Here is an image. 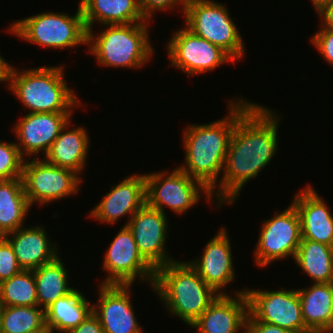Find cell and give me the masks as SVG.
<instances>
[{
  "label": "cell",
  "instance_id": "obj_1",
  "mask_svg": "<svg viewBox=\"0 0 333 333\" xmlns=\"http://www.w3.org/2000/svg\"><path fill=\"white\" fill-rule=\"evenodd\" d=\"M279 121L276 112L254 102L237 119L215 187V206L234 204L242 187L270 163L277 153Z\"/></svg>",
  "mask_w": 333,
  "mask_h": 333
},
{
  "label": "cell",
  "instance_id": "obj_2",
  "mask_svg": "<svg viewBox=\"0 0 333 333\" xmlns=\"http://www.w3.org/2000/svg\"><path fill=\"white\" fill-rule=\"evenodd\" d=\"M243 98L229 102V115L209 124L190 125L184 130L185 162L179 168L201 182L214 197L228 145L237 119L253 104Z\"/></svg>",
  "mask_w": 333,
  "mask_h": 333
},
{
  "label": "cell",
  "instance_id": "obj_3",
  "mask_svg": "<svg viewBox=\"0 0 333 333\" xmlns=\"http://www.w3.org/2000/svg\"><path fill=\"white\" fill-rule=\"evenodd\" d=\"M152 290L173 316L191 326L218 296L189 262L174 261L155 270Z\"/></svg>",
  "mask_w": 333,
  "mask_h": 333
},
{
  "label": "cell",
  "instance_id": "obj_4",
  "mask_svg": "<svg viewBox=\"0 0 333 333\" xmlns=\"http://www.w3.org/2000/svg\"><path fill=\"white\" fill-rule=\"evenodd\" d=\"M17 70L13 66L7 87L30 109L29 113H73L74 106H82L64 80V66Z\"/></svg>",
  "mask_w": 333,
  "mask_h": 333
},
{
  "label": "cell",
  "instance_id": "obj_5",
  "mask_svg": "<svg viewBox=\"0 0 333 333\" xmlns=\"http://www.w3.org/2000/svg\"><path fill=\"white\" fill-rule=\"evenodd\" d=\"M147 23L148 21L128 25H105V30L96 36L93 30H87L89 52L101 66L140 68L154 54Z\"/></svg>",
  "mask_w": 333,
  "mask_h": 333
},
{
  "label": "cell",
  "instance_id": "obj_6",
  "mask_svg": "<svg viewBox=\"0 0 333 333\" xmlns=\"http://www.w3.org/2000/svg\"><path fill=\"white\" fill-rule=\"evenodd\" d=\"M74 16L66 13L43 12L22 20H17L7 29L27 42L47 47H66L87 44V28L80 7Z\"/></svg>",
  "mask_w": 333,
  "mask_h": 333
},
{
  "label": "cell",
  "instance_id": "obj_7",
  "mask_svg": "<svg viewBox=\"0 0 333 333\" xmlns=\"http://www.w3.org/2000/svg\"><path fill=\"white\" fill-rule=\"evenodd\" d=\"M186 27L224 50L234 61L244 56V41L225 5L214 0H190L184 13Z\"/></svg>",
  "mask_w": 333,
  "mask_h": 333
},
{
  "label": "cell",
  "instance_id": "obj_8",
  "mask_svg": "<svg viewBox=\"0 0 333 333\" xmlns=\"http://www.w3.org/2000/svg\"><path fill=\"white\" fill-rule=\"evenodd\" d=\"M146 204L164 212L169 207L174 213L182 214L200 200L202 191L208 201L214 200L211 192L199 181L192 179L179 167L171 173L156 172L145 174Z\"/></svg>",
  "mask_w": 333,
  "mask_h": 333
},
{
  "label": "cell",
  "instance_id": "obj_9",
  "mask_svg": "<svg viewBox=\"0 0 333 333\" xmlns=\"http://www.w3.org/2000/svg\"><path fill=\"white\" fill-rule=\"evenodd\" d=\"M22 180L31 207L34 203L42 206L78 193L82 181L73 170L35 157L24 160Z\"/></svg>",
  "mask_w": 333,
  "mask_h": 333
},
{
  "label": "cell",
  "instance_id": "obj_10",
  "mask_svg": "<svg viewBox=\"0 0 333 333\" xmlns=\"http://www.w3.org/2000/svg\"><path fill=\"white\" fill-rule=\"evenodd\" d=\"M263 222L254 250L256 266L266 267L287 257L294 260L301 241L300 217L294 205Z\"/></svg>",
  "mask_w": 333,
  "mask_h": 333
},
{
  "label": "cell",
  "instance_id": "obj_11",
  "mask_svg": "<svg viewBox=\"0 0 333 333\" xmlns=\"http://www.w3.org/2000/svg\"><path fill=\"white\" fill-rule=\"evenodd\" d=\"M102 265L108 274L101 284L133 285L139 278L153 286L155 269L140 254L128 226L113 238Z\"/></svg>",
  "mask_w": 333,
  "mask_h": 333
},
{
  "label": "cell",
  "instance_id": "obj_12",
  "mask_svg": "<svg viewBox=\"0 0 333 333\" xmlns=\"http://www.w3.org/2000/svg\"><path fill=\"white\" fill-rule=\"evenodd\" d=\"M171 66L188 76L210 72L234 60L220 47L195 35L187 27L178 29L167 43Z\"/></svg>",
  "mask_w": 333,
  "mask_h": 333
},
{
  "label": "cell",
  "instance_id": "obj_13",
  "mask_svg": "<svg viewBox=\"0 0 333 333\" xmlns=\"http://www.w3.org/2000/svg\"><path fill=\"white\" fill-rule=\"evenodd\" d=\"M248 313L257 321L279 326L286 330L306 329L297 289H246Z\"/></svg>",
  "mask_w": 333,
  "mask_h": 333
},
{
  "label": "cell",
  "instance_id": "obj_14",
  "mask_svg": "<svg viewBox=\"0 0 333 333\" xmlns=\"http://www.w3.org/2000/svg\"><path fill=\"white\" fill-rule=\"evenodd\" d=\"M160 210L142 206L130 219L127 226L142 257L156 270L174 262L166 251L168 219Z\"/></svg>",
  "mask_w": 333,
  "mask_h": 333
},
{
  "label": "cell",
  "instance_id": "obj_15",
  "mask_svg": "<svg viewBox=\"0 0 333 333\" xmlns=\"http://www.w3.org/2000/svg\"><path fill=\"white\" fill-rule=\"evenodd\" d=\"M132 285L101 284L99 299L92 304L104 333H143L134 314L130 289Z\"/></svg>",
  "mask_w": 333,
  "mask_h": 333
},
{
  "label": "cell",
  "instance_id": "obj_16",
  "mask_svg": "<svg viewBox=\"0 0 333 333\" xmlns=\"http://www.w3.org/2000/svg\"><path fill=\"white\" fill-rule=\"evenodd\" d=\"M72 113H27L15 124V142L21 156H35L40 152L48 153L52 143L61 130L71 120Z\"/></svg>",
  "mask_w": 333,
  "mask_h": 333
},
{
  "label": "cell",
  "instance_id": "obj_17",
  "mask_svg": "<svg viewBox=\"0 0 333 333\" xmlns=\"http://www.w3.org/2000/svg\"><path fill=\"white\" fill-rule=\"evenodd\" d=\"M146 204V180L145 174L130 175L120 183L112 186V189L102 198L99 204L90 211L88 217H93L100 222L116 223L124 215L131 217ZM130 215V216H129Z\"/></svg>",
  "mask_w": 333,
  "mask_h": 333
},
{
  "label": "cell",
  "instance_id": "obj_18",
  "mask_svg": "<svg viewBox=\"0 0 333 333\" xmlns=\"http://www.w3.org/2000/svg\"><path fill=\"white\" fill-rule=\"evenodd\" d=\"M234 295L218 294L191 328H197V333H238L241 329L245 333L248 298L245 290Z\"/></svg>",
  "mask_w": 333,
  "mask_h": 333
},
{
  "label": "cell",
  "instance_id": "obj_19",
  "mask_svg": "<svg viewBox=\"0 0 333 333\" xmlns=\"http://www.w3.org/2000/svg\"><path fill=\"white\" fill-rule=\"evenodd\" d=\"M231 244L226 228L206 243L199 259L188 261L199 276L218 294H227L222 288L235 279Z\"/></svg>",
  "mask_w": 333,
  "mask_h": 333
},
{
  "label": "cell",
  "instance_id": "obj_20",
  "mask_svg": "<svg viewBox=\"0 0 333 333\" xmlns=\"http://www.w3.org/2000/svg\"><path fill=\"white\" fill-rule=\"evenodd\" d=\"M292 204L300 217L301 239L333 247V215L309 184L295 195Z\"/></svg>",
  "mask_w": 333,
  "mask_h": 333
},
{
  "label": "cell",
  "instance_id": "obj_21",
  "mask_svg": "<svg viewBox=\"0 0 333 333\" xmlns=\"http://www.w3.org/2000/svg\"><path fill=\"white\" fill-rule=\"evenodd\" d=\"M4 237L10 242L17 262L24 270L39 268L59 256L57 243H51L42 226L21 227Z\"/></svg>",
  "mask_w": 333,
  "mask_h": 333
},
{
  "label": "cell",
  "instance_id": "obj_22",
  "mask_svg": "<svg viewBox=\"0 0 333 333\" xmlns=\"http://www.w3.org/2000/svg\"><path fill=\"white\" fill-rule=\"evenodd\" d=\"M70 123L61 130L44 158L50 164L81 175L86 164L90 139L86 128L79 126L69 130Z\"/></svg>",
  "mask_w": 333,
  "mask_h": 333
},
{
  "label": "cell",
  "instance_id": "obj_23",
  "mask_svg": "<svg viewBox=\"0 0 333 333\" xmlns=\"http://www.w3.org/2000/svg\"><path fill=\"white\" fill-rule=\"evenodd\" d=\"M306 329L315 333L333 332V282L313 283L297 289Z\"/></svg>",
  "mask_w": 333,
  "mask_h": 333
},
{
  "label": "cell",
  "instance_id": "obj_24",
  "mask_svg": "<svg viewBox=\"0 0 333 333\" xmlns=\"http://www.w3.org/2000/svg\"><path fill=\"white\" fill-rule=\"evenodd\" d=\"M79 4L87 30H92L94 22L103 26L149 21L142 14L139 0H80Z\"/></svg>",
  "mask_w": 333,
  "mask_h": 333
},
{
  "label": "cell",
  "instance_id": "obj_25",
  "mask_svg": "<svg viewBox=\"0 0 333 333\" xmlns=\"http://www.w3.org/2000/svg\"><path fill=\"white\" fill-rule=\"evenodd\" d=\"M92 312V304L84 294L73 289L45 309V323L51 333H68Z\"/></svg>",
  "mask_w": 333,
  "mask_h": 333
},
{
  "label": "cell",
  "instance_id": "obj_26",
  "mask_svg": "<svg viewBox=\"0 0 333 333\" xmlns=\"http://www.w3.org/2000/svg\"><path fill=\"white\" fill-rule=\"evenodd\" d=\"M30 208L22 178L0 180V236L23 227Z\"/></svg>",
  "mask_w": 333,
  "mask_h": 333
},
{
  "label": "cell",
  "instance_id": "obj_27",
  "mask_svg": "<svg viewBox=\"0 0 333 333\" xmlns=\"http://www.w3.org/2000/svg\"><path fill=\"white\" fill-rule=\"evenodd\" d=\"M294 260L313 283L333 282L332 246L301 239Z\"/></svg>",
  "mask_w": 333,
  "mask_h": 333
},
{
  "label": "cell",
  "instance_id": "obj_28",
  "mask_svg": "<svg viewBox=\"0 0 333 333\" xmlns=\"http://www.w3.org/2000/svg\"><path fill=\"white\" fill-rule=\"evenodd\" d=\"M60 255L53 261L33 269L37 290V303L42 309L70 293L68 273Z\"/></svg>",
  "mask_w": 333,
  "mask_h": 333
},
{
  "label": "cell",
  "instance_id": "obj_29",
  "mask_svg": "<svg viewBox=\"0 0 333 333\" xmlns=\"http://www.w3.org/2000/svg\"><path fill=\"white\" fill-rule=\"evenodd\" d=\"M0 300L5 306H38L33 270L22 269L0 283Z\"/></svg>",
  "mask_w": 333,
  "mask_h": 333
},
{
  "label": "cell",
  "instance_id": "obj_30",
  "mask_svg": "<svg viewBox=\"0 0 333 333\" xmlns=\"http://www.w3.org/2000/svg\"><path fill=\"white\" fill-rule=\"evenodd\" d=\"M39 306H5L2 314L1 333H27L42 330L45 310Z\"/></svg>",
  "mask_w": 333,
  "mask_h": 333
},
{
  "label": "cell",
  "instance_id": "obj_31",
  "mask_svg": "<svg viewBox=\"0 0 333 333\" xmlns=\"http://www.w3.org/2000/svg\"><path fill=\"white\" fill-rule=\"evenodd\" d=\"M24 160L15 142L0 141V180L22 178Z\"/></svg>",
  "mask_w": 333,
  "mask_h": 333
},
{
  "label": "cell",
  "instance_id": "obj_32",
  "mask_svg": "<svg viewBox=\"0 0 333 333\" xmlns=\"http://www.w3.org/2000/svg\"><path fill=\"white\" fill-rule=\"evenodd\" d=\"M21 270L10 242L4 236H0V283Z\"/></svg>",
  "mask_w": 333,
  "mask_h": 333
},
{
  "label": "cell",
  "instance_id": "obj_33",
  "mask_svg": "<svg viewBox=\"0 0 333 333\" xmlns=\"http://www.w3.org/2000/svg\"><path fill=\"white\" fill-rule=\"evenodd\" d=\"M190 2V0H139L140 8L143 16L149 20H151L153 16V12L161 11V10H174L177 6L182 8V13H185L186 6Z\"/></svg>",
  "mask_w": 333,
  "mask_h": 333
},
{
  "label": "cell",
  "instance_id": "obj_34",
  "mask_svg": "<svg viewBox=\"0 0 333 333\" xmlns=\"http://www.w3.org/2000/svg\"><path fill=\"white\" fill-rule=\"evenodd\" d=\"M312 44L317 48L324 60L333 65V29L320 28L311 37Z\"/></svg>",
  "mask_w": 333,
  "mask_h": 333
},
{
  "label": "cell",
  "instance_id": "obj_35",
  "mask_svg": "<svg viewBox=\"0 0 333 333\" xmlns=\"http://www.w3.org/2000/svg\"><path fill=\"white\" fill-rule=\"evenodd\" d=\"M287 331L279 326L257 321L249 313L247 315L245 333H286Z\"/></svg>",
  "mask_w": 333,
  "mask_h": 333
},
{
  "label": "cell",
  "instance_id": "obj_36",
  "mask_svg": "<svg viewBox=\"0 0 333 333\" xmlns=\"http://www.w3.org/2000/svg\"><path fill=\"white\" fill-rule=\"evenodd\" d=\"M68 333H104V330L97 316L91 312L83 322Z\"/></svg>",
  "mask_w": 333,
  "mask_h": 333
},
{
  "label": "cell",
  "instance_id": "obj_37",
  "mask_svg": "<svg viewBox=\"0 0 333 333\" xmlns=\"http://www.w3.org/2000/svg\"><path fill=\"white\" fill-rule=\"evenodd\" d=\"M321 17V27L333 29V0L317 12Z\"/></svg>",
  "mask_w": 333,
  "mask_h": 333
},
{
  "label": "cell",
  "instance_id": "obj_38",
  "mask_svg": "<svg viewBox=\"0 0 333 333\" xmlns=\"http://www.w3.org/2000/svg\"><path fill=\"white\" fill-rule=\"evenodd\" d=\"M12 68L13 66L0 55V82H9Z\"/></svg>",
  "mask_w": 333,
  "mask_h": 333
},
{
  "label": "cell",
  "instance_id": "obj_39",
  "mask_svg": "<svg viewBox=\"0 0 333 333\" xmlns=\"http://www.w3.org/2000/svg\"><path fill=\"white\" fill-rule=\"evenodd\" d=\"M331 1L332 0H311L312 4L314 5V8L316 9V13Z\"/></svg>",
  "mask_w": 333,
  "mask_h": 333
},
{
  "label": "cell",
  "instance_id": "obj_40",
  "mask_svg": "<svg viewBox=\"0 0 333 333\" xmlns=\"http://www.w3.org/2000/svg\"><path fill=\"white\" fill-rule=\"evenodd\" d=\"M286 333H315L309 329H296V330H288Z\"/></svg>",
  "mask_w": 333,
  "mask_h": 333
},
{
  "label": "cell",
  "instance_id": "obj_41",
  "mask_svg": "<svg viewBox=\"0 0 333 333\" xmlns=\"http://www.w3.org/2000/svg\"><path fill=\"white\" fill-rule=\"evenodd\" d=\"M27 333H51V331L47 326H45L42 330H37V331H32V332H27Z\"/></svg>",
  "mask_w": 333,
  "mask_h": 333
},
{
  "label": "cell",
  "instance_id": "obj_42",
  "mask_svg": "<svg viewBox=\"0 0 333 333\" xmlns=\"http://www.w3.org/2000/svg\"><path fill=\"white\" fill-rule=\"evenodd\" d=\"M4 307H5V305L0 300V333H1V321H2V314H3Z\"/></svg>",
  "mask_w": 333,
  "mask_h": 333
}]
</instances>
